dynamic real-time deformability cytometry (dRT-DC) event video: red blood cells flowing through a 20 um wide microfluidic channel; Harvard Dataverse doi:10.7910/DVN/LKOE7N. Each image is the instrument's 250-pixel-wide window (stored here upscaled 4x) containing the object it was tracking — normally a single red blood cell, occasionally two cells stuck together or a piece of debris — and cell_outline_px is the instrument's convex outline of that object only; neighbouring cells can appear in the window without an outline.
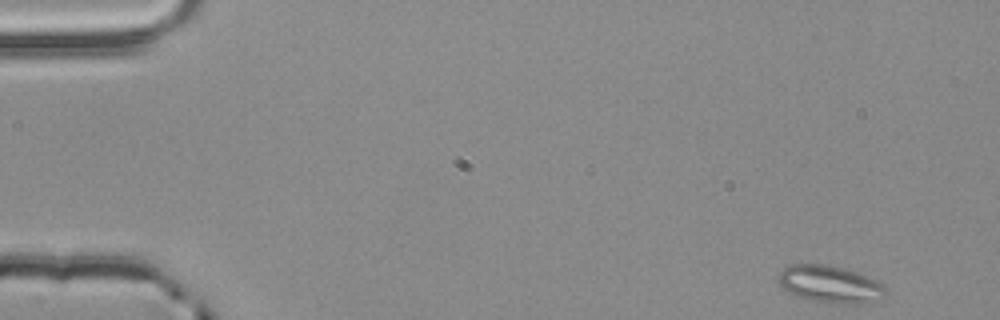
{"species": "common noctule bat (a hibernating species)", "species_latin": "Nyctalus noctula", "temperature_condition": "room temperature", "stored_images_in_passage": 15, "camera_frame_rate_fps": 3000, "um_per_image_px": 0.085, "animal": {"sex": "male", "body_mass_g": 20.4}, "frame": {"image": 1, "passage_image": 1, "time_ms": 0.0, "image_size_px": [1000, 320], "cell_outline_px": [[888, 292], [884, 296], [868, 304], [852, 304], [816, 300], [796, 296], [788, 292], [776, 280], [780, 272], [784, 268], [792, 264], [828, 264], [844, 268], [856, 272], [876, 280], [884, 284]], "centroid_in_image_um": [70.59, 24.15], "position_along_channel_um": 14.4, "area_um2": 23.24}}
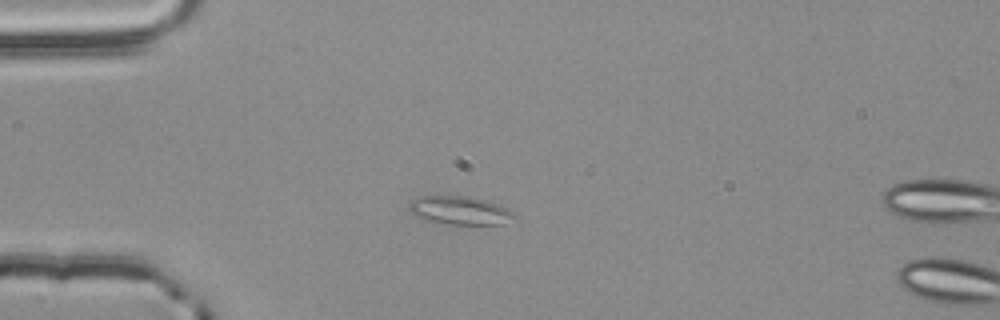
{"frame": {"image": 2, "passage_image": 12, "time_ms": 3.667, "image_size_px": [1000, 320], "cell_outline_px": [[520, 216], [504, 224], [448, 224], [424, 220], [416, 216], [408, 208], [408, 204], [412, 200], [424, 196], [464, 196], [484, 200], [500, 204], [516, 212]], "centroid_in_image_um": [39.16, 17.9], "position_along_channel_um": 45.8, "area_um2": 17.57}}